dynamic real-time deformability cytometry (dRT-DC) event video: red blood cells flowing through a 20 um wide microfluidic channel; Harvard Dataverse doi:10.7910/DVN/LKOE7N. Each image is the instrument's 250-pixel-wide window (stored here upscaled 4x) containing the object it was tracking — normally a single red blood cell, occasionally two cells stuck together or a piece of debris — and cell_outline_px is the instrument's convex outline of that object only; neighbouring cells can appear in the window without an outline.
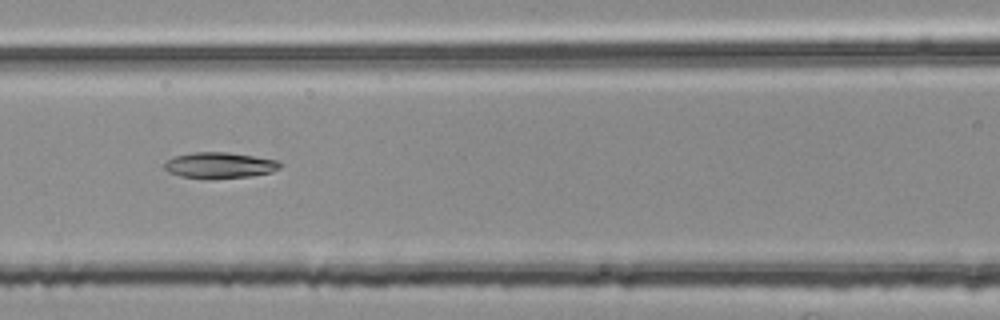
{"species": "common noctule bat (a hibernating species)", "species_latin": "Nyctalus noctula", "temperature_condition": "room temperature", "stored_images_in_passage": 40, "camera_frame_rate_fps": 3000, "um_per_image_px": 0.085, "animal": {"sex": "female", "body_mass_g": 25.1}, "frame": {"image": 1, "passage_image": 19, "time_ms": 6.0, "image_size_px": [1000, 320], "cell_outline_px": [[284, 164], [280, 168], [272, 172], [252, 176], [180, 176], [168, 172], [164, 168], [164, 164], [168, 160], [176, 156], [192, 152], [228, 152], [280, 160]], "centroid_in_image_um": [18.75, 14.0], "position_along_channel_um": 147.9, "area_um2": 16.88}}
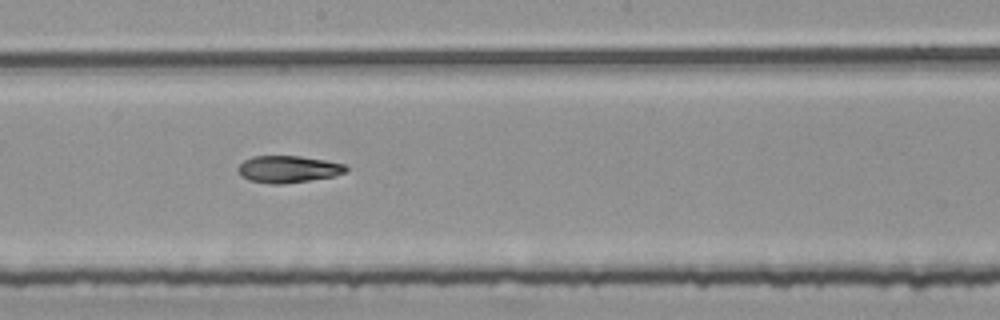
{"frame": {"image": 2, "passage_image": 25, "time_ms": 8.0, "image_size_px": [1000, 320], "cell_outline_px": [[348, 172], [336, 176], [284, 184], [272, 184], [248, 180], [240, 176], [236, 168], [244, 160], [252, 156], [300, 156], [324, 160], [344, 164], [348, 168]], "centroid_in_image_um": [24.49, 14.38], "position_along_channel_um": 223.7, "area_um2": 17.17}}
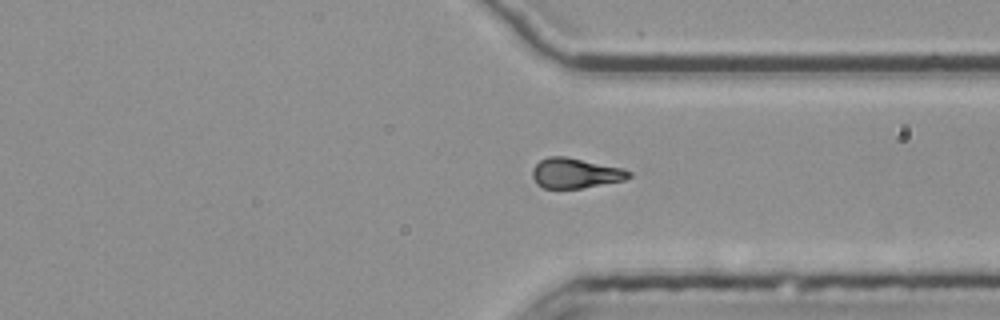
{"frame": {"image": 3, "passage_image": 36, "time_ms": 11.667, "image_size_px": [1000, 320], "cell_outline_px": [[632, 176], [624, 180], [580, 188], [544, 188], [536, 184], [532, 176], [532, 168], [540, 160], [548, 156], [564, 156], [624, 168], [632, 172]], "centroid_in_image_um": [48.9, 14.71], "position_along_channel_um": 362.5, "area_um2": 16.94}}